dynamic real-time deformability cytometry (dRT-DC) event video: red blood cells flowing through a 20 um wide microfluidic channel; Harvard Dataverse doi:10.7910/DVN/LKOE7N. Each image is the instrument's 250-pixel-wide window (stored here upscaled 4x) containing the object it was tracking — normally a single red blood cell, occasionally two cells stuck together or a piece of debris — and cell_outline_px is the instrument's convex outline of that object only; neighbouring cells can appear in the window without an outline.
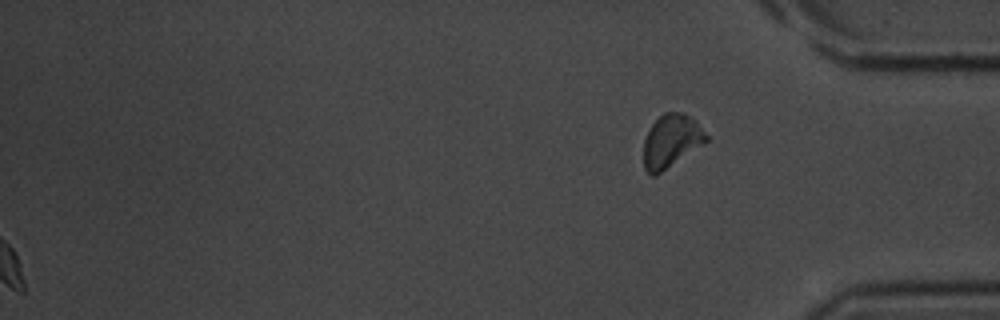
{"species": "common noctule bat (a hibernating species)", "species_latin": "Nyctalus noctula", "temperature_condition": "room temperature", "stored_images_in_passage": 34, "segment_of_instrument_passage": [2, 2], "camera_frame_rate_fps": 3000, "um_per_image_px": 0.085, "animal": {"sex": "male", "body_mass_g": 20.1, "forearm_length_mm": 53.5}, "frame": {"image": 1, "passage_image": 34, "time_ms": 11.0, "image_size_px": [1000, 320], "cell_outline_px": [[708, 140], [656, 176], [648, 176], [644, 168], [644, 140], [652, 124], [664, 112], [680, 112], [696, 120], [708, 136]], "centroid_in_image_um": [57.03, 12.0], "position_along_channel_um": 378.2, "area_um2": 19.19}}